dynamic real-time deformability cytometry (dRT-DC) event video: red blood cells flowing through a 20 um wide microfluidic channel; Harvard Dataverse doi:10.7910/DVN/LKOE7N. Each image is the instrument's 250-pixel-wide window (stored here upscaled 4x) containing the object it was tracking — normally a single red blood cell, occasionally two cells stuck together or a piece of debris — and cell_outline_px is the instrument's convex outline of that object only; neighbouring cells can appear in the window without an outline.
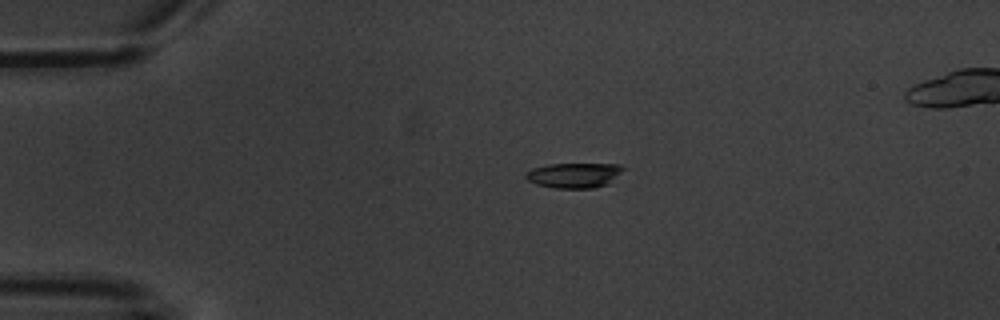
{"species": "common noctule bat (a hibernating species)", "species_latin": "Nyctalus noctula", "temperature_condition": "warm", "stored_images_in_passage": 5, "camera_frame_rate_fps": 3000, "um_per_image_px": 0.085, "animal": {"sex": "male", "body_mass_g": 20.1, "forearm_length_mm": 53.5}, "frame": {"image": 1, "passage_image": 3, "time_ms": 2.333, "image_size_px": [1000, 320], "cell_outline_px": [[628, 168], [608, 184], [592, 188], [556, 188], [536, 184], [528, 180], [524, 176], [524, 172], [532, 168], [548, 164], [620, 164]], "centroid_in_image_um": [48.82, 14.89], "position_along_channel_um": 36.2, "area_um2": 14.45}}